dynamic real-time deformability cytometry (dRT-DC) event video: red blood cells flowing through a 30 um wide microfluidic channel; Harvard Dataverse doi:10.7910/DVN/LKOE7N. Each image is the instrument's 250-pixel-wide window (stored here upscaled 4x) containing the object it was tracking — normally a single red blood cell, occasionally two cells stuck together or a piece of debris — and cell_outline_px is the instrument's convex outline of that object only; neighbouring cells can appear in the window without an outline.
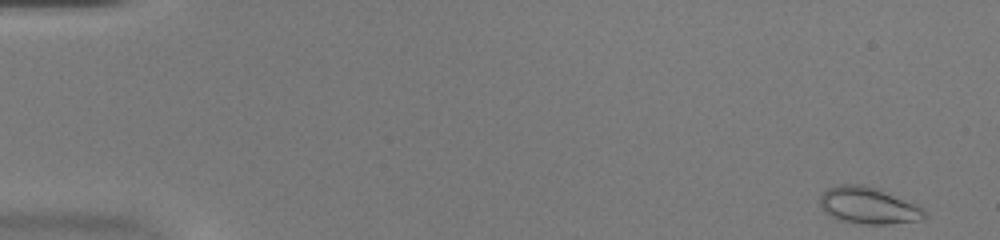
{"species": "common noctule bat (a hibernating species)", "species_latin": "Nyctalus noctula", "temperature_condition": "warm", "stored_images_in_passage": 51, "camera_frame_rate_fps": 3000, "um_per_image_px": 0.085, "animal": {"sex": "female", "body_mass_g": 20.0, "forearm_length_mm": 54.0}, "frame": {"image": 1, "passage_image": 1, "time_ms": 0.0, "image_size_px": [1000, 240], "cell_outline_px": [[928, 216], [920, 220], [888, 224], [864, 224], [840, 220], [824, 212], [820, 204], [820, 196], [828, 188], [840, 184], [864, 184], [880, 188], [920, 208]], "centroid_in_image_um": [73.77, 17.46], "position_along_channel_um": 11.2, "area_um2": 22.14}}
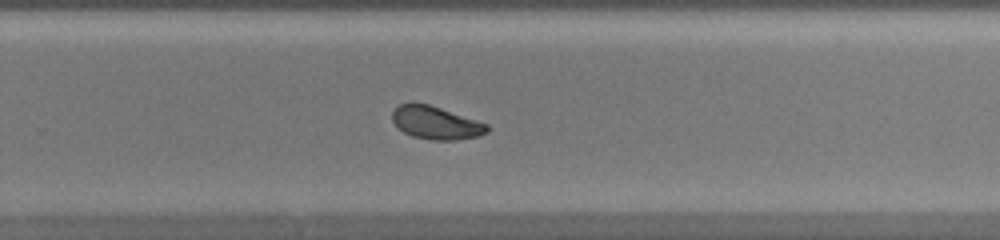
{"frame": {"image": 2, "passage_image": 34, "time_ms": 11.0, "image_size_px": [1000, 240], "cell_outline_px": [[488, 132], [476, 136], [456, 140], [432, 140], [412, 136], [404, 132], [392, 120], [392, 112], [400, 104], [412, 100], [428, 104], [488, 124]], "centroid_in_image_um": [37.01, 10.41], "position_along_channel_um": 292.8, "area_um2": 18.15}}
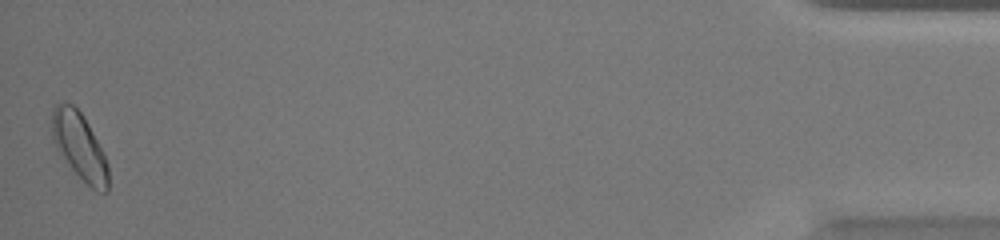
{"frame": {"image": 3, "passage_image": 51, "time_ms": 16.667, "image_size_px": [1000, 240], "cell_outline_px": [[108, 192], [96, 192], [68, 164], [56, 148], [52, 140], [52, 108], [56, 104], [64, 100], [72, 104], [80, 112], [88, 124], [108, 164]], "centroid_in_image_um": [6.73, 12.4], "position_along_channel_um": 428.5, "area_um2": 21.62}, "authors_computed_cell_mechanics": {"area_um2": 19.363, "velocity_mm_per_s": 3.9478, "shape_relaxation_time_tau1_ms": 5.7859, "shape_relaxation_time_tau2_ms": 1.8232, "deformation_change_tau1": 0.1558, "deformation_change_tau2": 0.0631}}